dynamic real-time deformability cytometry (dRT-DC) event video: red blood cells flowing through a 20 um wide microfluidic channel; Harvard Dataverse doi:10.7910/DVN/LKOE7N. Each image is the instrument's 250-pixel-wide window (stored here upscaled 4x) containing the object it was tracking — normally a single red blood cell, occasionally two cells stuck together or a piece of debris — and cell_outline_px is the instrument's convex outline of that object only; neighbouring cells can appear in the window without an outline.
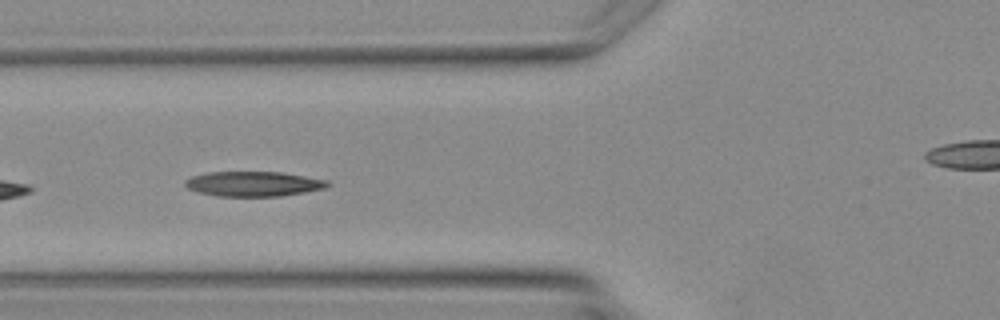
{"species": "Egyptian fruit bat (a non-hibernating species)", "species_latin": "Rousettus aegyptiacus", "temperature_condition": "warm", "stored_images_in_passage": 3, "camera_frame_rate_fps": 3000, "um_per_image_px": 0.085, "animal": {"sex": "female"}, "frame": {"image": 1, "passage_image": 3, "time_ms": 2.333, "image_size_px": [1000, 320], "cell_outline_px": [[332, 184], [324, 188], [304, 192], [280, 196], [216, 196], [200, 192], [188, 188], [184, 184], [184, 180], [192, 176], [208, 172], [280, 172], [328, 180]], "centroid_in_image_um": [21.54, 15.62], "position_along_channel_um": 104.3, "area_um2": 20.58}}